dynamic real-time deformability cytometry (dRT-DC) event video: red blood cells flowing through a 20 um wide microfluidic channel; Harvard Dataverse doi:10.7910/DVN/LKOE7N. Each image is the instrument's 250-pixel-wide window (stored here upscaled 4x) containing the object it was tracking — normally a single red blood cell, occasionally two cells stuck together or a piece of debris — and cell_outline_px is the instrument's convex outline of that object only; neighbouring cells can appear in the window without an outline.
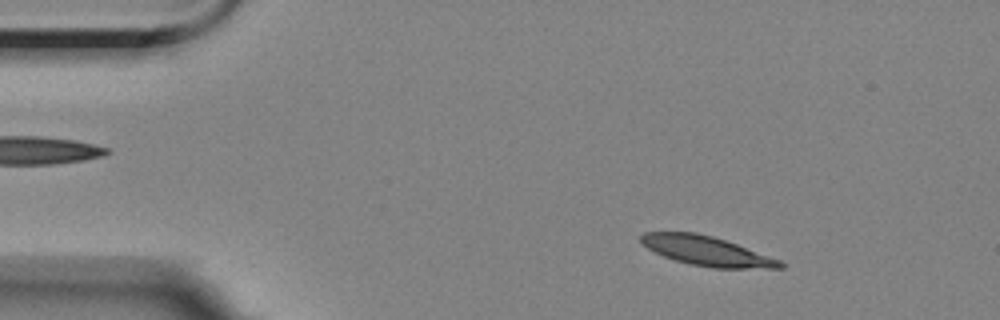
{"species": "Egyptian fruit bat (a non-hibernating species)", "species_latin": "Rousettus aegyptiacus", "temperature_condition": "room temperature", "stored_images_in_passage": 5, "camera_frame_rate_fps": 3000, "um_per_image_px": 0.085, "animal": {"sex": "female"}, "frame": {"image": 1, "passage_image": 2, "time_ms": 1.333, "image_size_px": [1000, 320], "cell_outline_px": [[784, 268], [712, 268], [688, 264], [664, 256], [640, 244], [640, 236], [644, 232], [696, 232], [712, 236], [736, 244], [780, 260], [784, 264]], "centroid_in_image_um": [60.03, 21.33], "position_along_channel_um": 25.0, "area_um2": 23.7}}
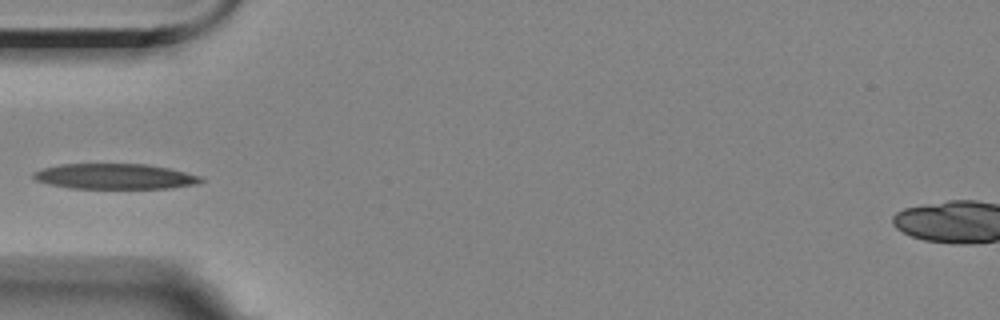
{"frame": {"image": 2, "passage_image": 5, "time_ms": 4.667, "image_size_px": [1000, 320], "cell_outline_px": [[204, 180], [196, 184], [168, 188], [68, 188], [48, 184], [36, 180], [32, 176], [32, 172], [44, 168], [60, 164], [148, 164], [168, 168], [200, 176]], "centroid_in_image_um": [9.72, 14.99], "position_along_channel_um": 75.3, "area_um2": 24.68}}